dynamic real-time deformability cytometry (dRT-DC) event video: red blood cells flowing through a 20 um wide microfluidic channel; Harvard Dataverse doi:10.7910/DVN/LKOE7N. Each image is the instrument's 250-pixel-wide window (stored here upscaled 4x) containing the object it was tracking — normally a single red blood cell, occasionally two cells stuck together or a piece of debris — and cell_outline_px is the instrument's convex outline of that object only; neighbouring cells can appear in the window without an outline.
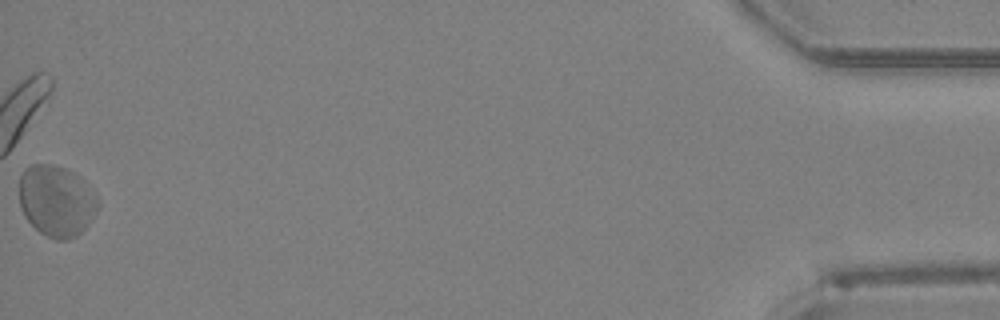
{"species": "Egyptian fruit bat (a non-hibernating species)", "species_latin": "Rousettus aegyptiacus", "temperature_condition": "room temperature", "stored_images_in_passage": 48, "camera_frame_rate_fps": 3000, "um_per_image_px": 0.085, "animal": {"sex": "female"}, "frame": {"image": 1, "passage_image": 48, "time_ms": 15.667, "image_size_px": [1000, 320], "cell_outline_px": [[100, 204], [96, 212], [84, 228], [76, 236], [68, 240], [56, 240], [40, 232], [24, 216], [20, 208], [20, 176], [24, 168], [32, 164], [52, 164], [64, 168], [72, 172], [84, 180], [96, 196]], "centroid_in_image_um": [4.78, 17.07], "position_along_channel_um": 430.4, "area_um2": 32.54}}